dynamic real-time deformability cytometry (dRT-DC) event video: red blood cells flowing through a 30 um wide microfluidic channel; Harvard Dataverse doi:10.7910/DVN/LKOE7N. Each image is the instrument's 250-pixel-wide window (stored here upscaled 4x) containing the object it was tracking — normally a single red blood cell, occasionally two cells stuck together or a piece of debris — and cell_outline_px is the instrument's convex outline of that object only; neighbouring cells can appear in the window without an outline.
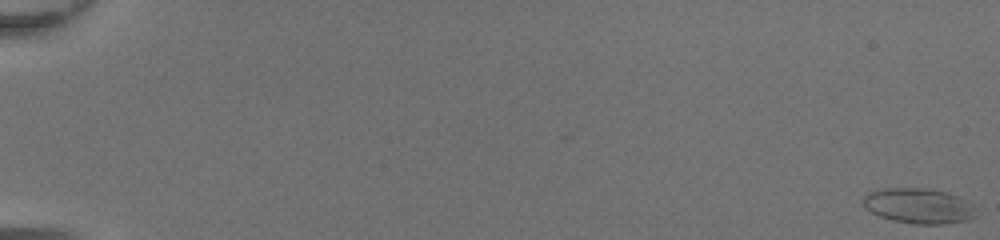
{"species": "common noctule bat (a hibernating species)", "species_latin": "Nyctalus noctula", "temperature_condition": "room temperature", "stored_images_in_passage": 50, "camera_frame_rate_fps": 3000, "um_per_image_px": 0.085, "animal": {"sex": "female", "body_mass_g": 20.0, "forearm_length_mm": 54.0}, "frame": {"image": 1, "passage_image": 1, "time_ms": 0.0, "image_size_px": [1000, 240], "cell_outline_px": [[972, 216], [968, 220], [940, 224], [916, 224], [892, 220], [880, 216], [864, 208], [860, 200], [868, 192], [880, 188], [928, 188], [948, 192], [964, 200], [972, 208]], "centroid_in_image_um": [77.96, 17.48], "position_along_channel_um": 7.0, "area_um2": 22.95}}
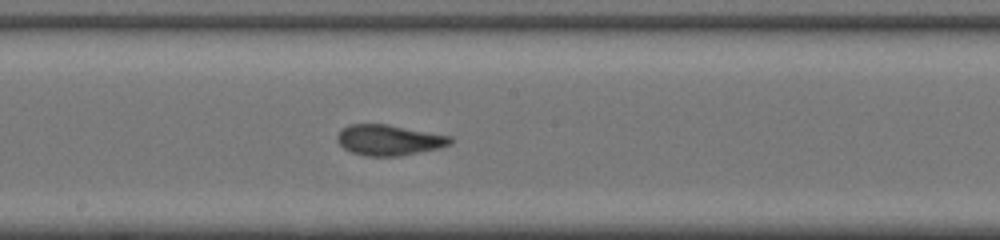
{"frame": {"image": 2, "passage_image": 30, "time_ms": 9.667, "image_size_px": [1000, 240], "cell_outline_px": [[452, 144], [440, 148], [400, 156], [368, 156], [352, 152], [344, 148], [336, 140], [336, 136], [348, 124], [388, 124], [452, 136]], "centroid_in_image_um": [33.09, 11.9], "position_along_channel_um": 215.1, "area_um2": 20.23}}
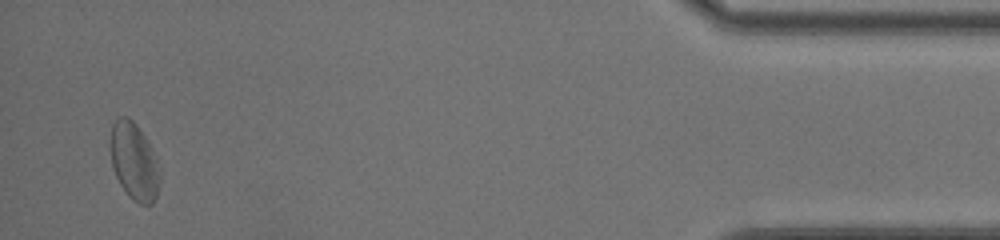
{"frame": {"image": 3, "passage_image": 49, "time_ms": 16.0, "image_size_px": [1000, 240], "cell_outline_px": [[160, 180], [156, 196], [152, 204], [140, 204], [128, 196], [120, 184], [112, 168], [108, 148], [112, 124], [120, 116], [128, 116], [136, 124], [148, 140], [160, 168]], "centroid_in_image_um": [11.37, 13.7], "position_along_channel_um": 423.8, "area_um2": 22.66}, "authors_computed_cell_mechanics": {"area_um2": 20.8658, "velocity_mm_per_s": 4.3732, "shape_relaxation_time_tau1_ms": 6.1723, "shape_relaxation_time_tau2_ms": 1.6425, "deformation_change_tau1": 0.1704, "deformation_change_tau2": 0.0881}}